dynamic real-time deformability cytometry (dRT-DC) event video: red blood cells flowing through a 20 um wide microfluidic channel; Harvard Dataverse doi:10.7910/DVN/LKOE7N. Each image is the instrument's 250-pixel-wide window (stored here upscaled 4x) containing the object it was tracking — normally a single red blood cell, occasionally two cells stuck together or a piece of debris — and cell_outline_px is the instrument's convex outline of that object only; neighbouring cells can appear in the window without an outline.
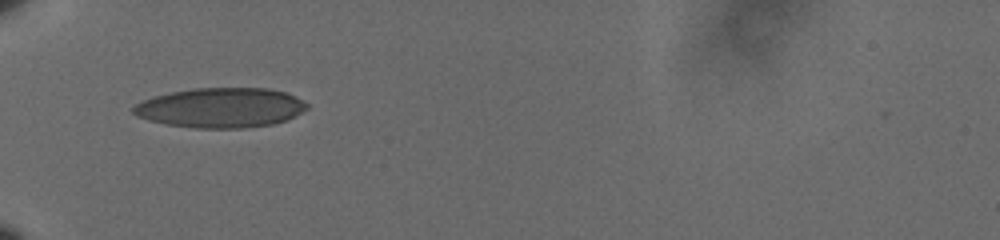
{"species": "human", "species_latin": "Homo sapiens", "temperature_condition": "cold", "stored_images_in_passage": 38, "camera_frame_rate_fps": 3000, "um_per_image_px": 0.085, "donor": {"sex": "male"}, "frame": {"image": 1, "passage_image": 1, "time_ms": 0.0, "image_size_px": [1000, 240], "cell_outline_px": [[308, 108], [284, 120], [272, 124], [244, 128], [196, 128], [164, 124], [148, 120], [136, 116], [132, 112], [132, 108], [136, 104], [144, 100], [156, 96], [172, 92], [196, 88], [268, 88], [284, 92], [296, 96], [308, 104]], "centroid_in_image_um": [18.74, 9.16], "position_along_channel_um": 66.3, "area_um2": 40.06}}
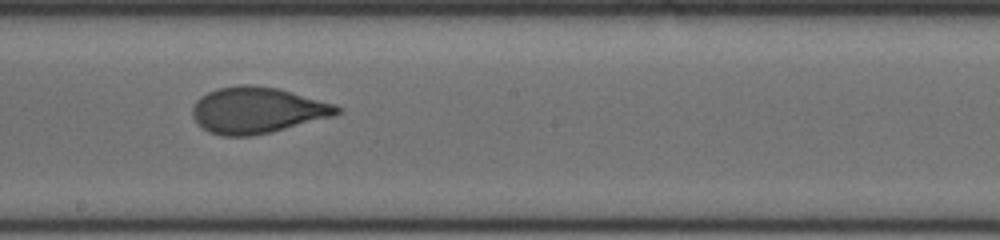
{"frame": {"image": 2, "passage_image": 15, "time_ms": 4.667, "image_size_px": [1000, 240], "cell_outline_px": [[340, 112], [332, 116], [268, 132], [248, 136], [224, 136], [208, 132], [192, 116], [192, 108], [196, 100], [200, 96], [216, 88], [240, 84], [248, 84], [280, 88], [336, 104], [340, 108]], "centroid_in_image_um": [21.84, 9.34], "position_along_channel_um": 226.4, "area_um2": 38.67}}
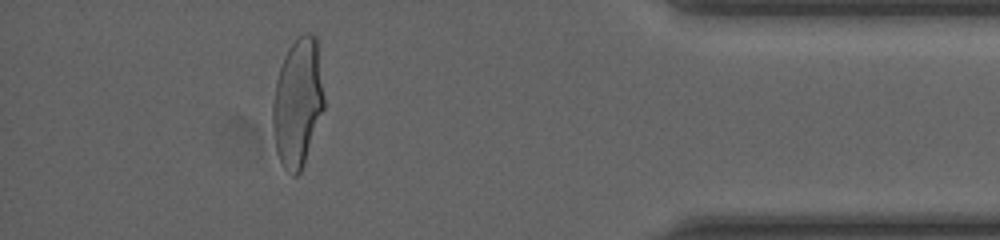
{"frame": {"image": 3, "passage_image": 33, "time_ms": 10.667, "image_size_px": [1000, 240], "cell_outline_px": [[324, 108], [304, 164], [300, 172], [296, 176], [292, 176], [284, 168], [276, 152], [272, 124], [272, 104], [276, 80], [284, 56], [288, 48], [304, 32], [308, 32], [316, 36], [324, 96]], "centroid_in_image_um": [25.29, 8.74], "position_along_channel_um": 409.9, "area_um2": 38.38}, "authors_computed_cell_mechanics": {"area_um2": 38.5815, "velocity_mm_per_s": 3.6072, "shape_relaxation_time_tau1_ms": 6.0947, "shape_relaxation_time_tau2_ms": null, "deformation_change_tau1": 0.1973, "deformation_change_tau2": null}}